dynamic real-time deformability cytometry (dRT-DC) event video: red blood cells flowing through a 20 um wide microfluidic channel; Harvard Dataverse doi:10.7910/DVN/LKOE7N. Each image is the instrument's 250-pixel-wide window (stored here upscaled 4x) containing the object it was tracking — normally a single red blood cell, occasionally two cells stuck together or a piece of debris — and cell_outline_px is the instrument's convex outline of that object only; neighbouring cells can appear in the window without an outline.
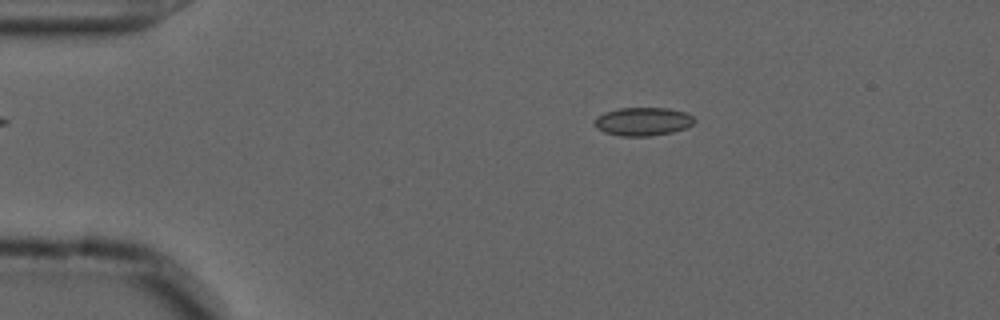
{"species": "common noctule bat (a hibernating species)", "species_latin": "Nyctalus noctula", "temperature_condition": "cold", "stored_images_in_passage": 49, "camera_frame_rate_fps": 3000, "um_per_image_px": 0.085, "animal": {"sex": "male", "forearm_length_mm": 52.5}, "frame": {"image": 1, "passage_image": 4, "time_ms": 1.0, "image_size_px": [1000, 320], "cell_outline_px": [[696, 120], [692, 124], [684, 128], [672, 132], [648, 136], [620, 136], [604, 132], [596, 128], [592, 120], [596, 116], [604, 112], [620, 108], [668, 108], [688, 112]], "centroid_in_image_um": [54.61, 10.32], "position_along_channel_um": 30.4, "area_um2": 16.65}}
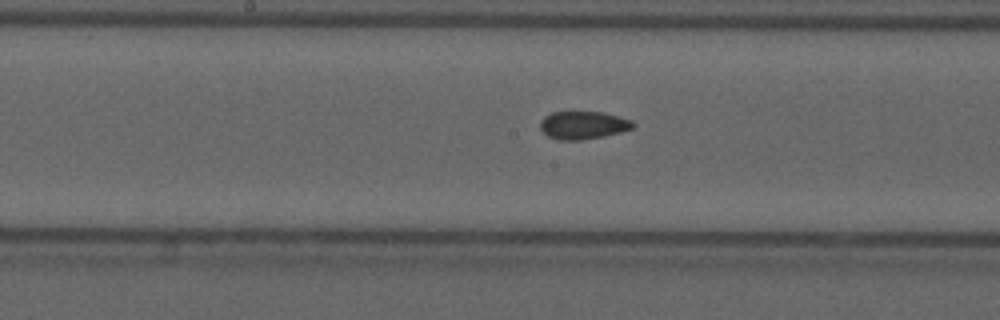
{"frame": {"image": 2, "passage_image": 22, "time_ms": 7.0, "image_size_px": [1000, 320], "cell_outline_px": [[636, 124], [632, 128], [620, 132], [604, 136], [580, 140], [560, 140], [548, 136], [540, 128], [540, 120], [544, 116], [552, 112], [604, 112], [632, 120]], "centroid_in_image_um": [49.56, 10.63], "position_along_channel_um": 198.6, "area_um2": 15.09}}
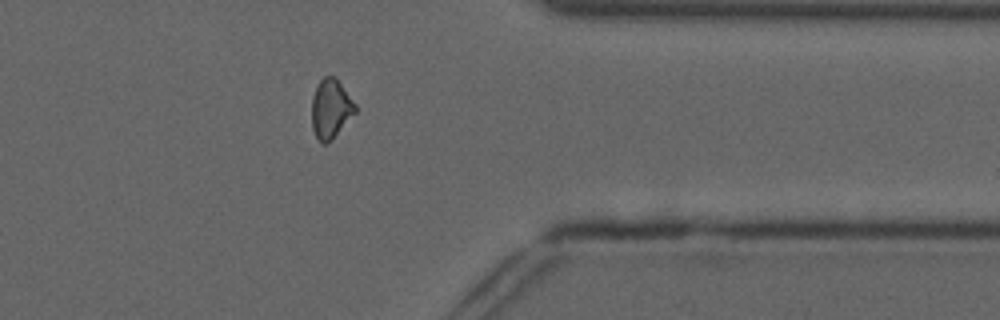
{"frame": {"image": 3, "passage_image": 38, "time_ms": 12.333, "image_size_px": [1000, 320], "cell_outline_px": [[356, 112], [332, 140], [328, 144], [324, 144], [316, 136], [312, 128], [312, 96], [320, 80], [324, 76], [336, 76], [356, 104]], "centroid_in_image_um": [28.12, 9.23], "position_along_channel_um": 383.3, "area_um2": 15.09}, "authors_computed_cell_mechanics": {"area_um2": 15.4326, "velocity_mm_per_s": 3.6822, "shape_relaxation_time_tau1_ms": null, "shape_relaxation_time_tau2_ms": 2.8009, "deformation_change_tau1": null, "deformation_change_tau2": 0.0746}}